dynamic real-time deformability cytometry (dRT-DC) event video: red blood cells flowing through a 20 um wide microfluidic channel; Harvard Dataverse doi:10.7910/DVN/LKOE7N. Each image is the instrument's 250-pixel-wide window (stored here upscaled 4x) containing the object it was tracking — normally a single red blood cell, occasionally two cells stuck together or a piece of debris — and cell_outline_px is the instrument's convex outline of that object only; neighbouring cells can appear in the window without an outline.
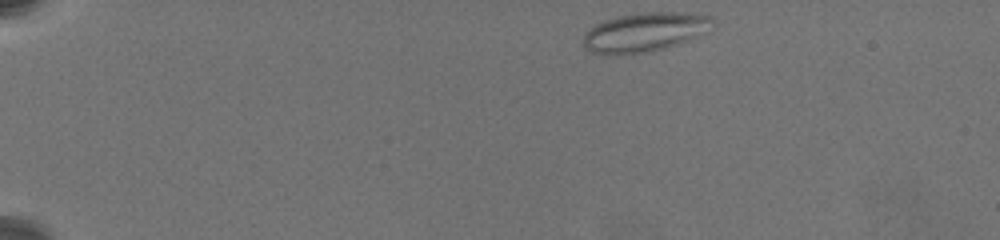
{"species": "common noctule bat (a hibernating species)", "species_latin": "Nyctalus noctula", "temperature_condition": "warm", "stored_images_in_passage": 35, "camera_frame_rate_fps": 3000, "um_per_image_px": 0.085, "animal": {"sex": "female", "body_mass_g": 19.5, "forearm_length_mm": 54.1}, "frame": {"image": 1, "passage_image": 1, "time_ms": 0.0, "image_size_px": [1000, 240], "cell_outline_px": [[712, 20], [680, 44], [648, 52], [608, 56], [592, 52], [584, 48], [584, 36], [596, 24], [604, 20], [620, 16], [648, 12], [680, 12], [712, 16]], "centroid_in_image_um": [54.64, 2.75], "position_along_channel_um": 30.4, "area_um2": 28.44}}
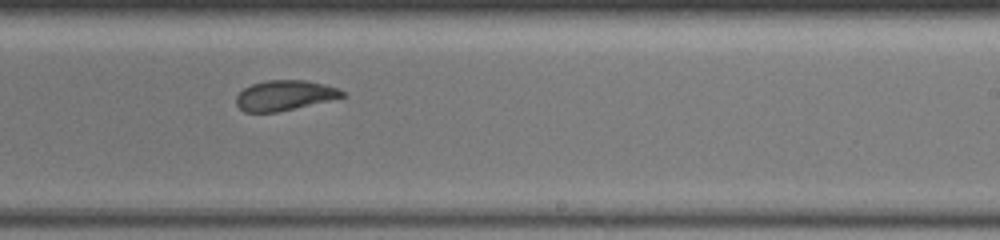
{"frame": {"image": 2, "passage_image": 21, "time_ms": 10.0, "image_size_px": [1000, 240], "cell_outline_px": [[348, 96], [276, 112], [244, 112], [236, 104], [236, 96], [244, 88], [252, 84], [268, 80], [308, 80], [324, 84], [336, 88], [344, 92]], "centroid_in_image_um": [24.19, 8.1], "position_along_channel_um": 264.8, "area_um2": 18.5}}
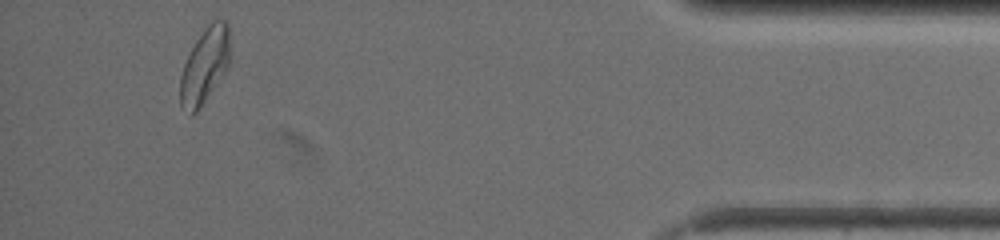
{"frame": {"image": 3, "passage_image": 34, "time_ms": 16.0, "image_size_px": [1000, 240], "cell_outline_px": [[232, 60], [224, 72], [196, 112], [192, 116], [180, 108], [180, 76], [184, 64], [196, 40], [208, 24], [212, 20], [228, 20]], "centroid_in_image_um": [17.43, 5.55], "position_along_channel_um": 417.8, "area_um2": 22.02}, "authors_computed_cell_mechanics": {"area_um2": 19.9988, "velocity_mm_per_s": 3.3957, "shape_relaxation_time_tau1_ms": null, "shape_relaxation_time_tau2_ms": 2.1335, "deformation_change_tau1": null, "deformation_change_tau2": 0.0703}}